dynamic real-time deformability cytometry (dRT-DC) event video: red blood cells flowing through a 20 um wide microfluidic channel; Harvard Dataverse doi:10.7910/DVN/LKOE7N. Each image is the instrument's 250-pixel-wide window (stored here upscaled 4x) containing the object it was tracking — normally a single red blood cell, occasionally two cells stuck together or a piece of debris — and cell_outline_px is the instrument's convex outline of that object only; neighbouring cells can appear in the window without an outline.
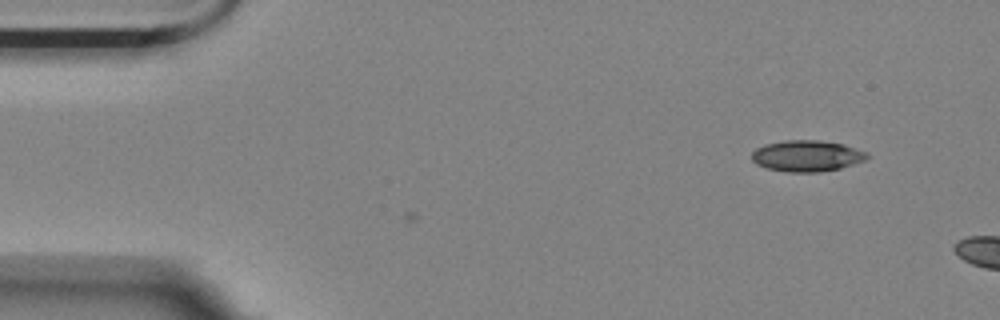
{"species": "Egyptian fruit bat (a non-hibernating species)", "species_latin": "Rousettus aegyptiacus", "temperature_condition": "room temperature", "stored_images_in_passage": 9, "camera_frame_rate_fps": 3000, "um_per_image_px": 0.085, "animal": {"sex": "female"}, "frame": {"image": 1, "passage_image": 9, "time_ms": 2.667, "image_size_px": [1000, 320], "cell_outline_px": [[868, 156], [864, 160], [840, 168], [820, 172], [788, 172], [768, 168], [756, 164], [752, 160], [752, 152], [756, 148], [764, 144], [784, 140], [816, 140], [844, 144], [868, 152]], "centroid_in_image_um": [68.56, 13.24], "position_along_channel_um": 16.4, "area_um2": 20.92}}